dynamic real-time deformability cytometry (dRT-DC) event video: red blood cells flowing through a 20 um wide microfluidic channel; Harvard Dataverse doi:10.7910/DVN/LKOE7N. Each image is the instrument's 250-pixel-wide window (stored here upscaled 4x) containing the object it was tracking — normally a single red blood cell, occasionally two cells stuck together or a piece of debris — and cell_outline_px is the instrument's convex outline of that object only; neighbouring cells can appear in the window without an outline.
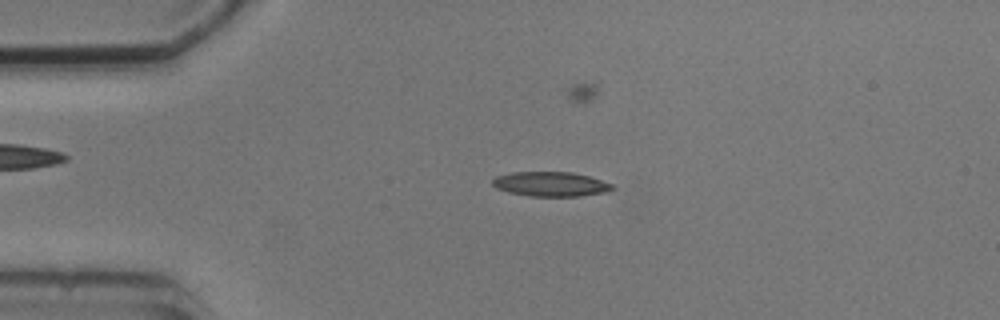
{"species": "common noctule bat (a hibernating species)", "species_latin": "Nyctalus noctula", "temperature_condition": "cold", "stored_images_in_passage": 6, "camera_frame_rate_fps": 3000, "um_per_image_px": 0.085, "animal": {"sex": "male", "body_mass_g": 20.5, "forearm_length_mm": 52.5}, "frame": {"image": 1, "passage_image": 3, "time_ms": 2.0, "image_size_px": [1000, 320], "cell_outline_px": [[616, 188], [604, 192], [580, 196], [528, 196], [508, 192], [496, 188], [492, 184], [492, 180], [496, 176], [512, 172], [572, 172], [588, 176], [612, 184]], "centroid_in_image_um": [46.78, 15.65], "position_along_channel_um": 38.2, "area_um2": 17.11}}